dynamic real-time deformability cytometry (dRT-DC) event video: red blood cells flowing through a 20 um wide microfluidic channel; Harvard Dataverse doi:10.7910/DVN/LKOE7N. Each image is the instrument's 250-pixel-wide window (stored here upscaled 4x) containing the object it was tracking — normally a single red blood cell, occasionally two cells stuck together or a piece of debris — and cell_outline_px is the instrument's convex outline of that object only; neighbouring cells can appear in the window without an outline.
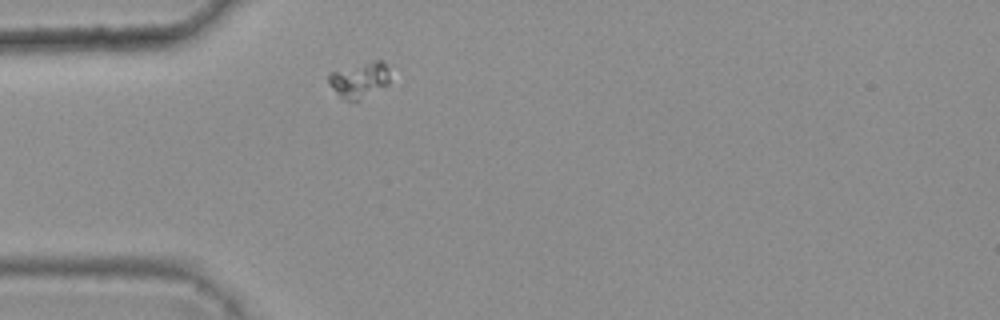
{"species": "common noctule bat (a hibernating species)", "species_latin": "Nyctalus noctula", "temperature_condition": "warm", "stored_images_in_passage": 1, "camera_frame_rate_fps": 3000, "um_per_image_px": 0.085, "animal": {"sex": "female", "body_mass_g": 25.1}, "frame": {"image": 1, "passage_image": 1, "time_ms": 0.0, "image_size_px": [1000, 320], "cell_outline_px": [[388, 84], [360, 100], [344, 100], [332, 88], [328, 80], [328, 76], [332, 72], [376, 60], [380, 60], [388, 68]], "centroid_in_image_um": [30.55, 6.82], "position_along_channel_um": 54.4, "area_um2": 12.2}}